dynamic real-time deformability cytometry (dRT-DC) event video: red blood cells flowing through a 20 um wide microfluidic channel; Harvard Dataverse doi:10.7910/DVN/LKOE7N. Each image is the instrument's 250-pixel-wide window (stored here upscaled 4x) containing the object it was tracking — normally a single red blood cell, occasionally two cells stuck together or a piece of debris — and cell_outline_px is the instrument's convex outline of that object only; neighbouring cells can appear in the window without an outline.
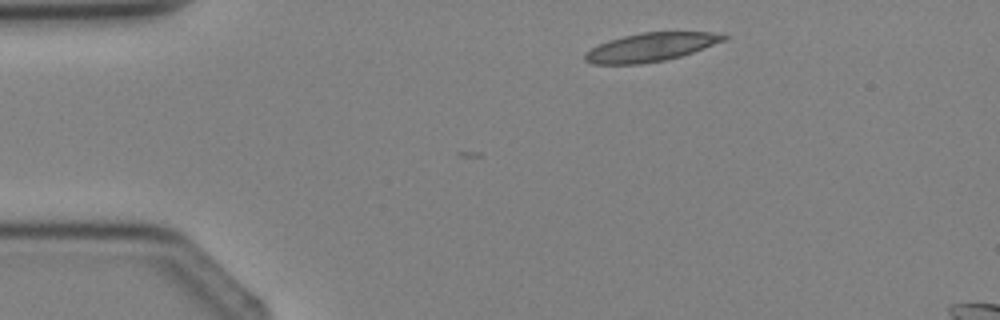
{"species": "Egyptian fruit bat (a non-hibernating species)", "species_latin": "Rousettus aegyptiacus", "temperature_condition": "cold", "stored_images_in_passage": 2, "segment_of_instrument_passage": [1, 2], "camera_frame_rate_fps": 3000, "um_per_image_px": 0.085, "animal": {"sex": "female"}, "frame": {"image": 1, "passage_image": 1, "time_ms": 0.0, "image_size_px": [1000, 320], "cell_outline_px": [[728, 40], [680, 56], [664, 60], [640, 64], [592, 64], [584, 60], [584, 52], [608, 40], [640, 32], [712, 32], [728, 36]], "centroid_in_image_um": [55.3, 4.01], "position_along_channel_um": 29.7, "area_um2": 23.0}}